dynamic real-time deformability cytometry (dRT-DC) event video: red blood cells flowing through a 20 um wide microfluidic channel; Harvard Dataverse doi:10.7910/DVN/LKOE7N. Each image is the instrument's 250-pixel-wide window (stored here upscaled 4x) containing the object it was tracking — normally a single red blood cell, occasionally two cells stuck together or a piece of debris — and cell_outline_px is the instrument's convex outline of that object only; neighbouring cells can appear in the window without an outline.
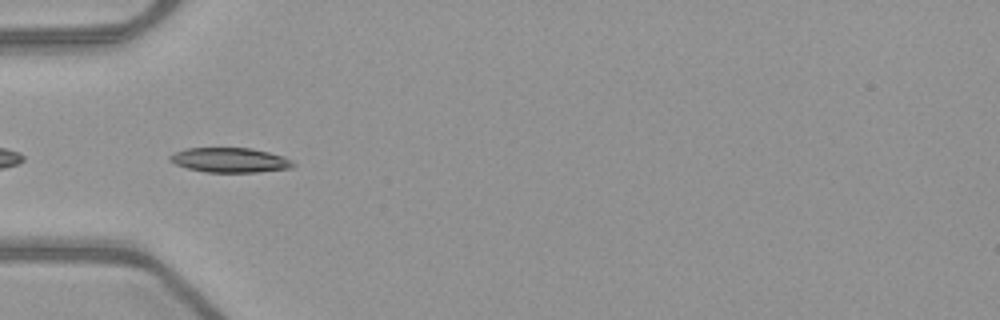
{"species": "common noctule bat (a hibernating species)", "species_latin": "Nyctalus noctula", "temperature_condition": "warm", "stored_images_in_passage": 5, "camera_frame_rate_fps": 3000, "um_per_image_px": 0.085, "animal": {"sex": "female", "body_mass_g": 21.9}, "frame": {"image": 1, "passage_image": 2, "time_ms": 0.333, "image_size_px": [1000, 320], "cell_outline_px": [[296, 164], [292, 168], [256, 172], [208, 172], [188, 168], [176, 164], [168, 160], [168, 156], [176, 152], [188, 148], [252, 148], [284, 156], [292, 160]], "centroid_in_image_um": [19.58, 13.6], "position_along_channel_um": 65.4, "area_um2": 17.69}}
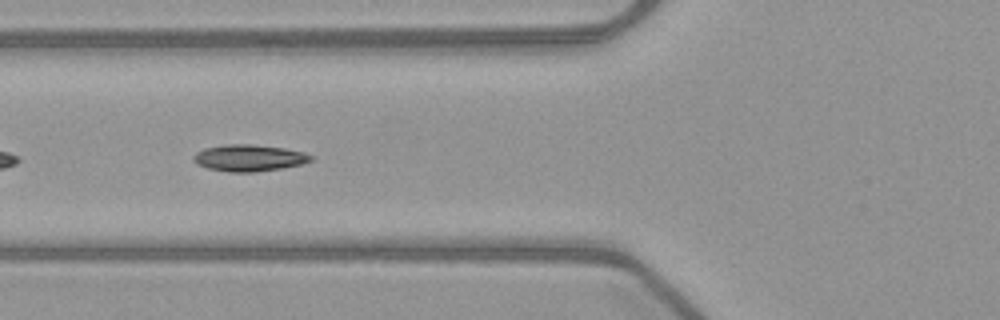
{"frame": {"image": 2, "passage_image": 5, "time_ms": 1.333, "image_size_px": [1000, 320], "cell_outline_px": [[312, 160], [300, 164], [280, 168], [256, 172], [228, 172], [208, 168], [196, 164], [192, 160], [192, 156], [196, 152], [204, 148], [224, 144], [252, 144], [284, 148], [304, 152], [312, 156]], "centroid_in_image_um": [21.11, 13.42], "position_along_channel_um": 104.7, "area_um2": 18.26}}